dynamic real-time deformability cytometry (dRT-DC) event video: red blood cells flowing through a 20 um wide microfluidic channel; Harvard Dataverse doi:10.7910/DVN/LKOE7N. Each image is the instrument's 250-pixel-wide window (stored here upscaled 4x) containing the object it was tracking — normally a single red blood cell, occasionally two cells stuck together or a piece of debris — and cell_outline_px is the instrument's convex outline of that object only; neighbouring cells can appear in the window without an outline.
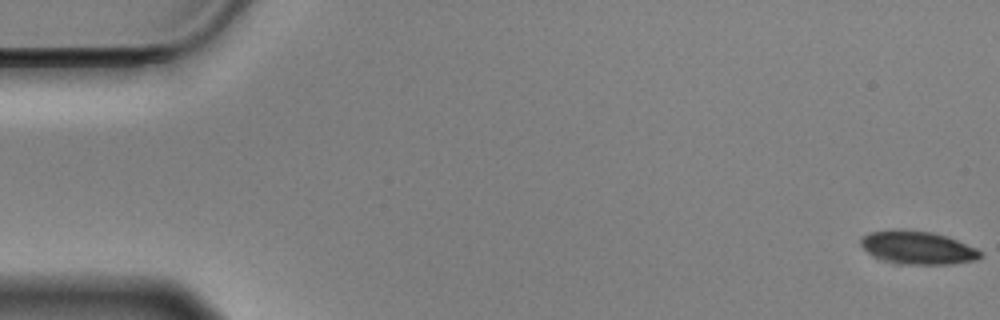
{"species": "Egyptian fruit bat (a non-hibernating species)", "species_latin": "Rousettus aegyptiacus", "temperature_condition": "cold", "stored_images_in_passage": 57, "camera_frame_rate_fps": 3000, "um_per_image_px": 0.085, "animal": {"sex": "male"}, "frame": {"image": 1, "passage_image": 1, "time_ms": 0.0, "image_size_px": [1000, 320], "cell_outline_px": [[984, 256], [976, 260], [952, 264], [900, 264], [884, 260], [872, 256], [860, 244], [860, 236], [868, 232], [888, 228], [908, 228], [932, 232], [948, 236], [976, 248], [984, 252]], "centroid_in_image_um": [77.98, 21.02], "position_along_channel_um": 7.0, "area_um2": 23.81}}
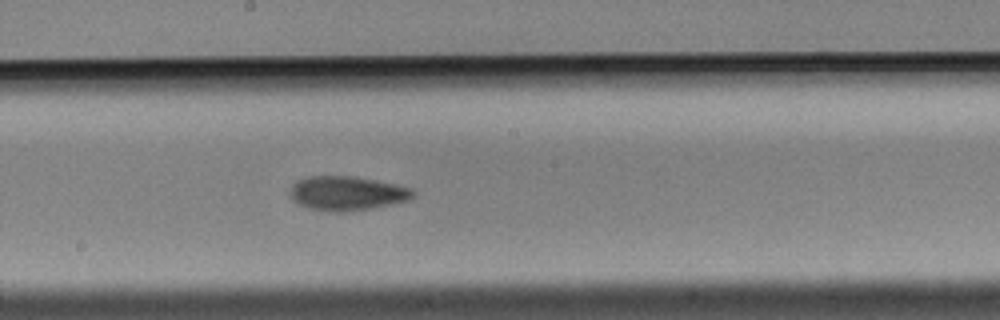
{"frame": {"image": 2, "passage_image": 31, "time_ms": 10.0, "image_size_px": [1000, 320], "cell_outline_px": [[416, 196], [408, 200], [372, 208], [344, 212], [332, 212], [308, 208], [292, 200], [288, 192], [292, 184], [296, 180], [308, 176], [352, 176], [396, 184], [412, 188], [416, 192]], "centroid_in_image_um": [29.47, 16.43], "position_along_channel_um": 218.7, "area_um2": 24.74}}
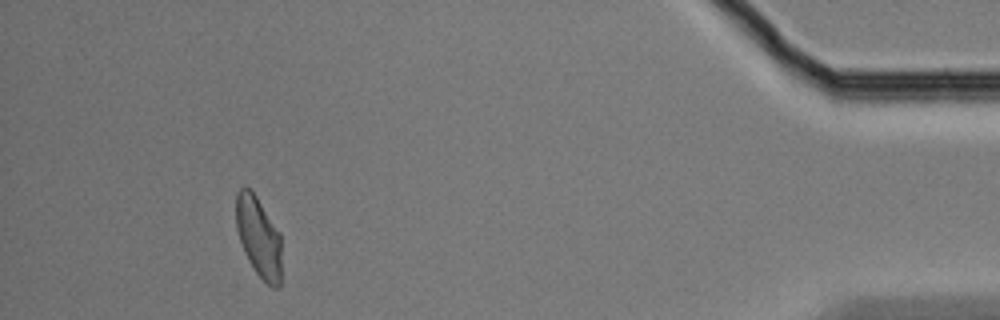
{"frame": {"image": 3, "passage_image": 53, "time_ms": 17.333, "image_size_px": [1000, 320], "cell_outline_px": [[280, 288], [272, 288], [256, 272], [248, 260], [244, 252], [236, 228], [236, 192], [244, 184], [252, 188], [280, 232]], "centroid_in_image_um": [21.97, 20.07], "position_along_channel_um": 413.2, "area_um2": 21.56}, "authors_computed_cell_mechanics": {"area_um2": 23.409, "velocity_mm_per_s": 3.5141, "shape_relaxation_time_tau1_ms": 5.5232, "shape_relaxation_time_tau2_ms": 6.551, "deformation_change_tau1": 0.1479, "deformation_change_tau2": 0.1072}}